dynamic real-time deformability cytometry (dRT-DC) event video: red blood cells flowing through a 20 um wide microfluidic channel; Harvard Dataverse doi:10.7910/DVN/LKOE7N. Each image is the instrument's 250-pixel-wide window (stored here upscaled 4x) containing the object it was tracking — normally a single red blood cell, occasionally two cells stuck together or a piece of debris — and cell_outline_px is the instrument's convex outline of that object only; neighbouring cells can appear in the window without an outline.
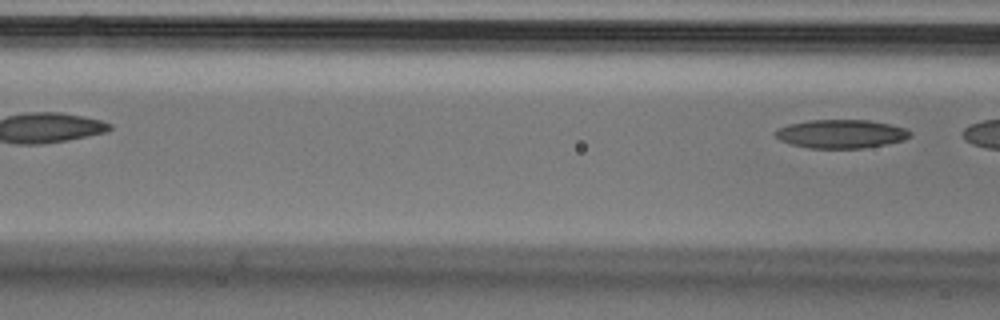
{"species": "Egyptian fruit bat (a non-hibernating species)", "species_latin": "Rousettus aegyptiacus", "temperature_condition": "cold", "stored_images_in_passage": 3, "camera_frame_rate_fps": 3000, "um_per_image_px": 0.085, "animal": {"sex": "male"}, "frame": {"image": 1, "passage_image": 3, "time_ms": 0.667, "image_size_px": [1000, 320], "cell_outline_px": [[912, 132], [904, 140], [864, 148], [808, 148], [792, 144], [780, 140], [772, 132], [776, 128], [788, 124], [808, 120], [868, 120], [888, 124], [904, 128]], "centroid_in_image_um": [71.42, 11.37], "position_along_channel_um": 95.2, "area_um2": 22.37}}